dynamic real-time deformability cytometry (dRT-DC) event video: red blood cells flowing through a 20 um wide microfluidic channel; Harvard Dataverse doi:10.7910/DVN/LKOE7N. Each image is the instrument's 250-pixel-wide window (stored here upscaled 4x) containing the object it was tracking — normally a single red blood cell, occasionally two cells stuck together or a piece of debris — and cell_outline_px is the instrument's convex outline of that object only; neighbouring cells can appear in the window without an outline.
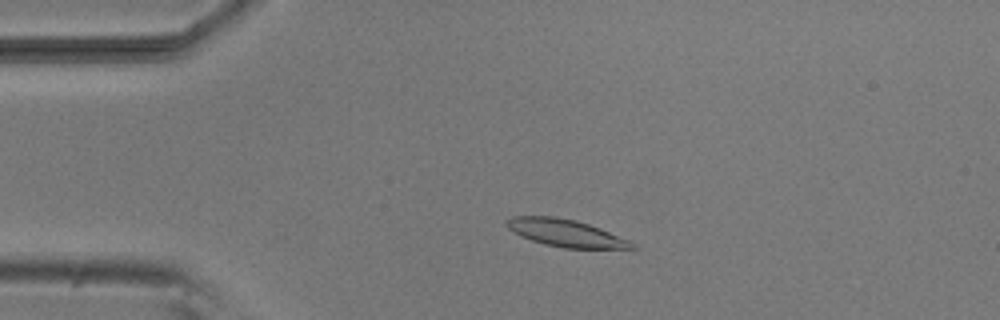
{"species": "common noctule bat (a hibernating species)", "species_latin": "Nyctalus noctula", "temperature_condition": "room temperature", "stored_images_in_passage": 48, "camera_frame_rate_fps": 3000, "um_per_image_px": 0.085, "animal": {"sex": "male", "body_mass_g": 20.5, "forearm_length_mm": 52.5}, "frame": {"image": 1, "passage_image": 9, "time_ms": 2.667, "image_size_px": [1000, 320], "cell_outline_px": [[640, 248], [564, 248], [544, 244], [520, 236], [512, 232], [508, 228], [504, 220], [512, 216], [552, 216], [576, 220], [600, 228], [632, 240]], "centroid_in_image_um": [48.1, 19.8], "position_along_channel_um": 36.9, "area_um2": 20.11}}
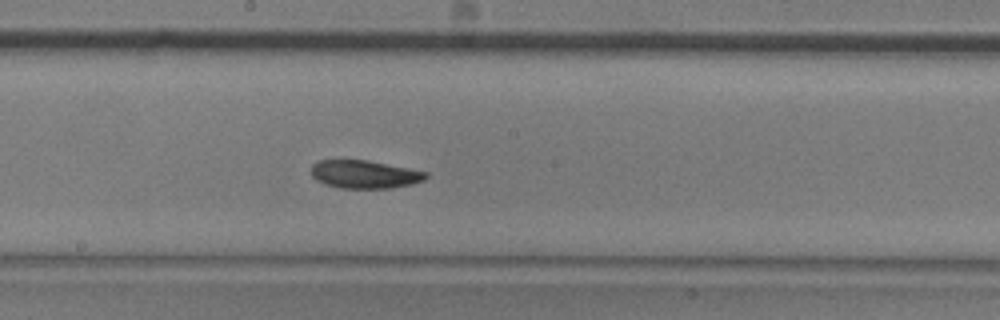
{"frame": {"image": 2, "passage_image": 26, "time_ms": 8.333, "image_size_px": [1000, 320], "cell_outline_px": [[428, 176], [424, 180], [412, 184], [392, 188], [340, 188], [324, 184], [316, 180], [312, 176], [312, 164], [320, 160], [368, 160], [428, 172]], "centroid_in_image_um": [30.99, 14.82], "position_along_channel_um": 217.2, "area_um2": 18.79}}
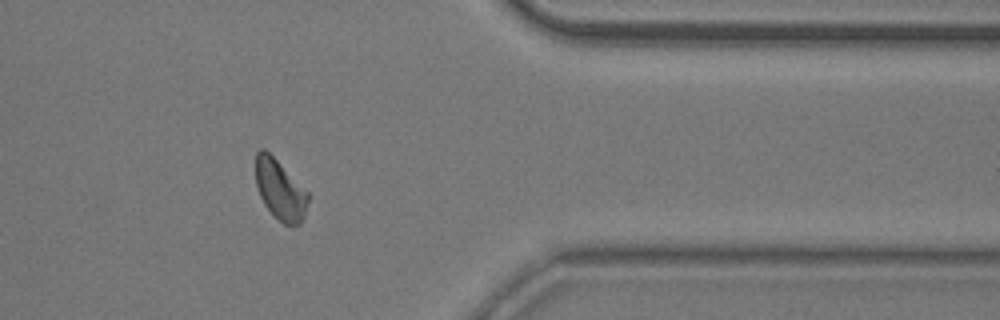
{"frame": {"image": 3, "passage_image": 41, "time_ms": 13.333, "image_size_px": [1000, 320], "cell_outline_px": [[312, 196], [304, 216], [300, 224], [284, 224], [264, 204], [260, 196], [256, 184], [256, 152], [260, 148], [264, 148]], "centroid_in_image_um": [23.83, 16.13], "position_along_channel_um": 387.6, "area_um2": 18.09}, "authors_computed_cell_mechanics": {"area_um2": 19.2185, "velocity_mm_per_s": 3.7646, "shape_relaxation_time_tau1_ms": 2.7541, "shape_relaxation_time_tau2_ms": null, "deformation_change_tau1": 0.1176, "deformation_change_tau2": null}}